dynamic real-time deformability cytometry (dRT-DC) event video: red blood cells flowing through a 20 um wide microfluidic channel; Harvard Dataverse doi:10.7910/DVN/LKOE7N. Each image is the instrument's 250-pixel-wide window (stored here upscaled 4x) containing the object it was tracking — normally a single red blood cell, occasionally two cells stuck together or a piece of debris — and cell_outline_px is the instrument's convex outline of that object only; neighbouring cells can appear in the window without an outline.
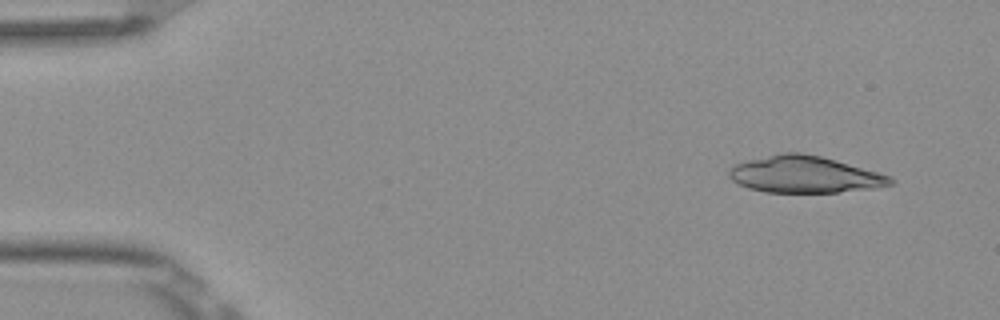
{"species": "Egyptian fruit bat (a non-hibernating species)", "species_latin": "Rousettus aegyptiacus", "temperature_condition": "room temperature", "stored_images_in_passage": 4, "camera_frame_rate_fps": 3000, "um_per_image_px": 0.085, "frame": {"image": 1, "passage_image": 1, "time_ms": 0.0, "image_size_px": [1000, 320], "cell_outline_px": [[896, 180], [892, 184], [876, 188], [836, 192], [764, 192], [748, 188], [732, 180], [728, 176], [728, 172], [732, 164], [748, 160], [784, 152], [800, 152], [820, 156], [836, 160], [892, 176]], "centroid_in_image_um": [68.4, 14.83], "position_along_channel_um": 16.6, "area_um2": 34.56}}
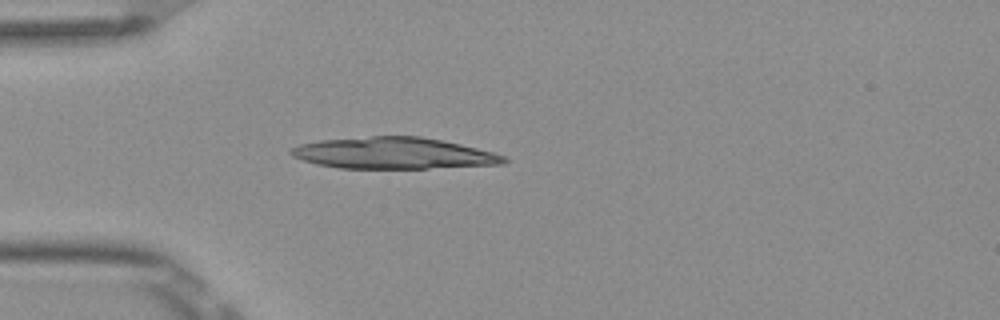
{"frame": {"image": 2, "passage_image": 4, "time_ms": 1.0, "image_size_px": [1000, 320], "cell_outline_px": [[508, 160], [504, 164], [428, 168], [340, 168], [316, 164], [292, 156], [288, 152], [292, 148], [300, 144], [320, 140], [372, 136], [420, 136], [460, 144], [508, 156]], "centroid_in_image_um": [33.46, 13.02], "position_along_channel_um": 51.5, "area_um2": 38.84}}